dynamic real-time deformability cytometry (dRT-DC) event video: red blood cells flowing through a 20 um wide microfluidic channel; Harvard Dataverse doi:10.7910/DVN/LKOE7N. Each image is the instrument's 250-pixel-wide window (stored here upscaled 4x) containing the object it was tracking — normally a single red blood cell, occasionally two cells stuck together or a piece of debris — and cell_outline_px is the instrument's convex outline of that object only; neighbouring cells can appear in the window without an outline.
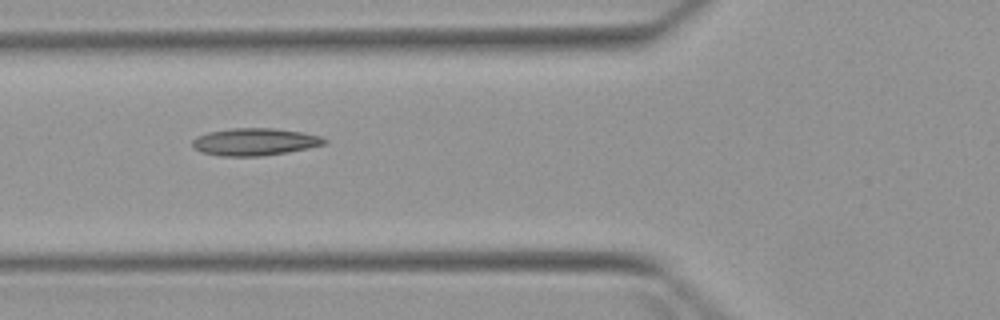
{"species": "Egyptian fruit bat (a non-hibernating species)", "species_latin": "Rousettus aegyptiacus", "temperature_condition": "warm", "stored_images_in_passage": 6, "camera_frame_rate_fps": 3000, "um_per_image_px": 0.085, "animal": {"sex": "female"}, "frame": {"image": 1, "passage_image": 5, "time_ms": 5.333, "image_size_px": [1000, 320], "cell_outline_px": [[328, 144], [288, 152], [260, 156], [220, 156], [200, 152], [192, 148], [192, 140], [196, 136], [208, 132], [232, 128], [272, 128], [304, 132], [320, 136], [328, 140]], "centroid_in_image_um": [21.65, 12.06], "position_along_channel_um": 104.2, "area_um2": 21.27}}
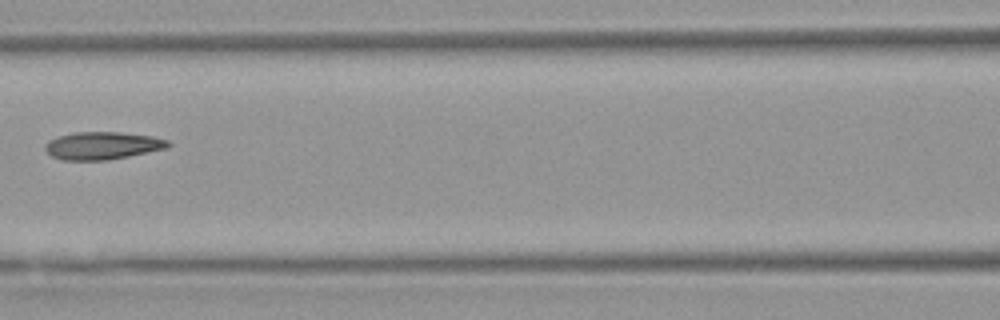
{"frame": {"image": 2, "passage_image": 6, "time_ms": 6.667, "image_size_px": [1000, 320], "cell_outline_px": [[172, 144], [168, 148], [108, 160], [60, 160], [52, 156], [44, 148], [44, 144], [48, 140], [72, 132], [120, 132], [152, 136], [168, 140]], "centroid_in_image_um": [8.71, 12.37], "position_along_channel_um": 157.9, "area_um2": 19.88}}